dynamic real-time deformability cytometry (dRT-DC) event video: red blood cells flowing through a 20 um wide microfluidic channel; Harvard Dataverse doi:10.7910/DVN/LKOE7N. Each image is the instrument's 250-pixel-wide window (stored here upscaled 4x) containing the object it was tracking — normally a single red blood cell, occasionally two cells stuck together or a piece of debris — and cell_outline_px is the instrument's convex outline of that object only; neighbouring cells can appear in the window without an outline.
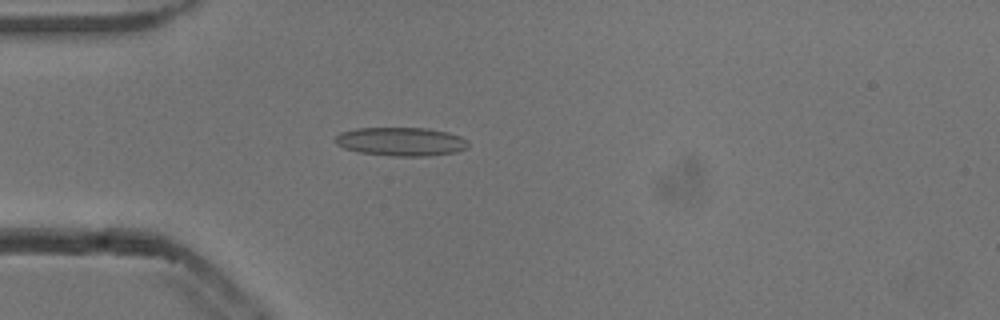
{"species": "common noctule bat (a hibernating species)", "species_latin": "Nyctalus noctula", "temperature_condition": "cold", "stored_images_in_passage": 53, "camera_frame_rate_fps": 3000, "um_per_image_px": 0.085, "animal": {"sex": "male", "body_mass_g": 13.3}, "frame": {"image": 1, "passage_image": 15, "time_ms": 4.667, "image_size_px": [1000, 320], "cell_outline_px": [[468, 148], [456, 152], [428, 156], [392, 156], [360, 152], [344, 148], [336, 144], [332, 140], [340, 132], [356, 128], [428, 128], [448, 132], [460, 136], [468, 140]], "centroid_in_image_um": [34.09, 12.03], "position_along_channel_um": 50.9, "area_um2": 22.37}}
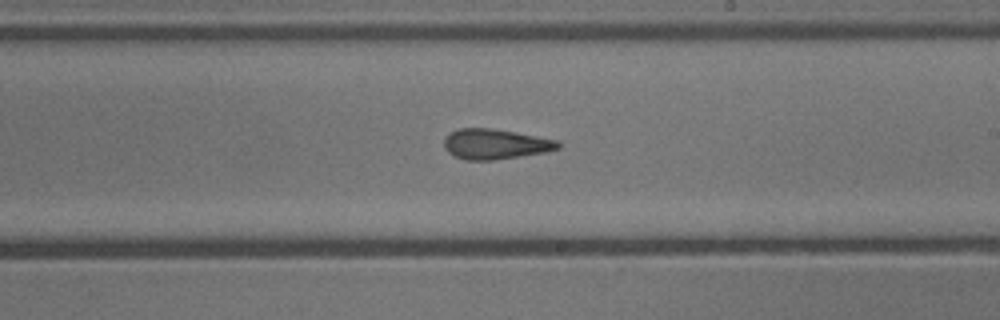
{"frame": {"image": 2, "passage_image": 31, "time_ms": 10.0, "image_size_px": [1000, 320], "cell_outline_px": [[560, 148], [548, 152], [492, 160], [464, 160], [448, 152], [444, 148], [444, 140], [448, 132], [460, 128], [492, 128], [516, 132], [556, 140], [560, 144]], "centroid_in_image_um": [42.08, 12.24], "position_along_channel_um": 246.9, "area_um2": 20.11}}
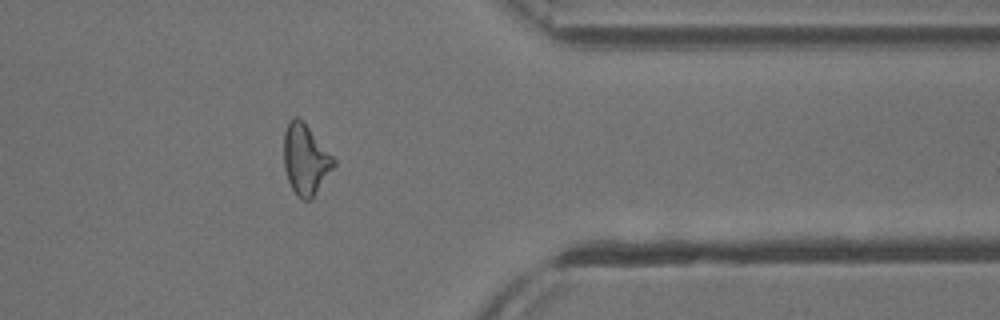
{"frame": {"image": 3, "passage_image": 43, "time_ms": 14.0, "image_size_px": [1000, 320], "cell_outline_px": [[336, 164], [312, 200], [304, 200], [292, 188], [288, 180], [284, 168], [284, 132], [288, 120], [296, 116], [308, 128], [336, 160]], "centroid_in_image_um": [25.96, 13.57], "position_along_channel_um": 385.4, "area_um2": 20.11}, "authors_computed_cell_mechanics": {"area_um2": 20.4034, "velocity_mm_per_s": 3.8437, "shape_relaxation_time_tau1_ms": null, "shape_relaxation_time_tau2_ms": 4.5916, "deformation_change_tau1": null, "deformation_change_tau2": 0.1441}}